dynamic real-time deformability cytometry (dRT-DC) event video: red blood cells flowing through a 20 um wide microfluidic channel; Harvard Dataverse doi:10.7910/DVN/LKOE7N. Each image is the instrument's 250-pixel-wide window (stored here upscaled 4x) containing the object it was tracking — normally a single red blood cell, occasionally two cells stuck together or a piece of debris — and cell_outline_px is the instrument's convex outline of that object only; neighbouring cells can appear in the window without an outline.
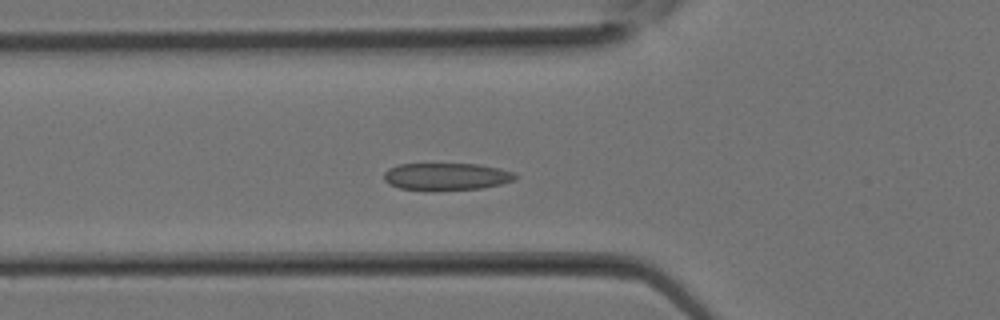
{"species": "Egyptian fruit bat (a non-hibernating species)", "species_latin": "Rousettus aegyptiacus", "temperature_condition": "room temperature", "stored_images_in_passage": 18, "camera_frame_rate_fps": 3000, "um_per_image_px": 0.085, "animal": {"sex": "female"}, "frame": {"image": 1, "passage_image": 10, "time_ms": 3.0, "image_size_px": [1000, 320], "cell_outline_px": [[520, 176], [516, 180], [500, 184], [480, 188], [432, 192], [400, 188], [388, 184], [384, 180], [384, 172], [388, 168], [400, 164], [476, 164], [500, 168], [516, 172]], "centroid_in_image_um": [37.96, 15.02], "position_along_channel_um": 87.8, "area_um2": 21.44}}
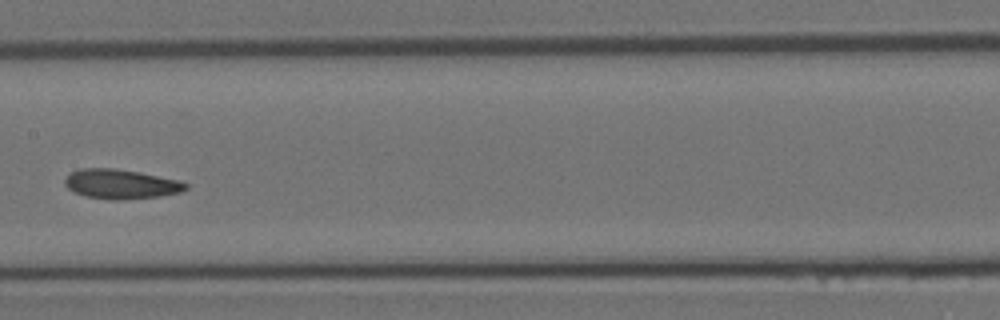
{"frame": {"image": 2, "passage_image": 15, "time_ms": 4.667, "image_size_px": [1000, 320], "cell_outline_px": [[188, 188], [180, 192], [160, 196], [120, 200], [112, 200], [84, 196], [68, 188], [64, 184], [64, 180], [72, 172], [80, 168], [112, 168], [140, 172], [180, 180], [188, 184]], "centroid_in_image_um": [10.29, 15.64], "position_along_channel_um": 197.1, "area_um2": 20.81}}
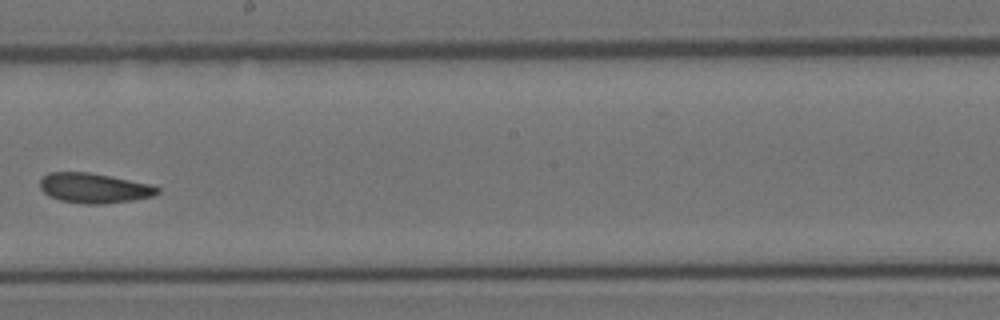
{"frame": {"image": 3, "passage_image": 17, "time_ms": 5.333, "image_size_px": [1000, 320], "cell_outline_px": [[160, 192], [152, 196], [132, 200], [100, 204], [84, 204], [60, 200], [48, 196], [40, 188], [40, 180], [48, 172], [88, 172], [112, 176], [152, 184], [160, 188]], "centroid_in_image_um": [8.0, 15.98], "position_along_channel_um": 240.2, "area_um2": 20.58}}